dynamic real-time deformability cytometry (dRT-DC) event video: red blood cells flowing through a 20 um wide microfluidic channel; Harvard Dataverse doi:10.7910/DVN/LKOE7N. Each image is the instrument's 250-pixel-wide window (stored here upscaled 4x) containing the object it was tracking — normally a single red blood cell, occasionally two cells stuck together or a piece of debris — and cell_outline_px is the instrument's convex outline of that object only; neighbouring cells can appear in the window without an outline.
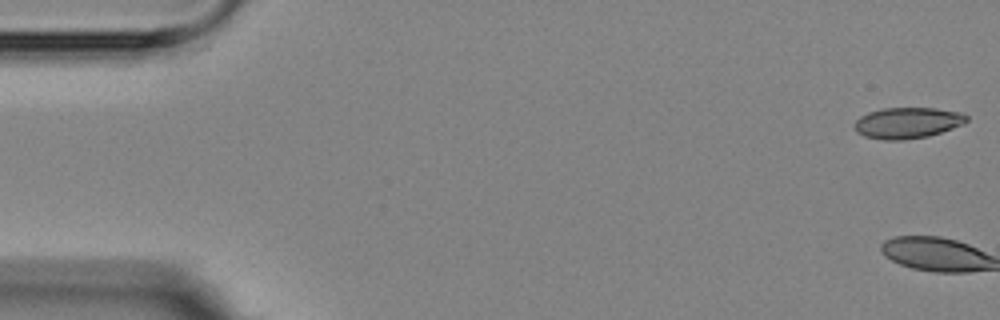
{"species": "Egyptian fruit bat (a non-hibernating species)", "species_latin": "Rousettus aegyptiacus", "temperature_condition": "room temperature", "stored_images_in_passage": 6, "camera_frame_rate_fps": 3000, "um_per_image_px": 0.085, "animal": {"sex": "female"}, "frame": {"image": 1, "passage_image": 1, "time_ms": 0.0, "image_size_px": [1000, 320], "cell_outline_px": [[968, 120], [964, 124], [928, 136], [904, 140], [884, 140], [864, 136], [856, 132], [856, 120], [860, 116], [868, 112], [884, 108], [936, 108], [960, 112], [968, 116]], "centroid_in_image_um": [77.15, 10.44], "position_along_channel_um": 7.9, "area_um2": 20.23}}
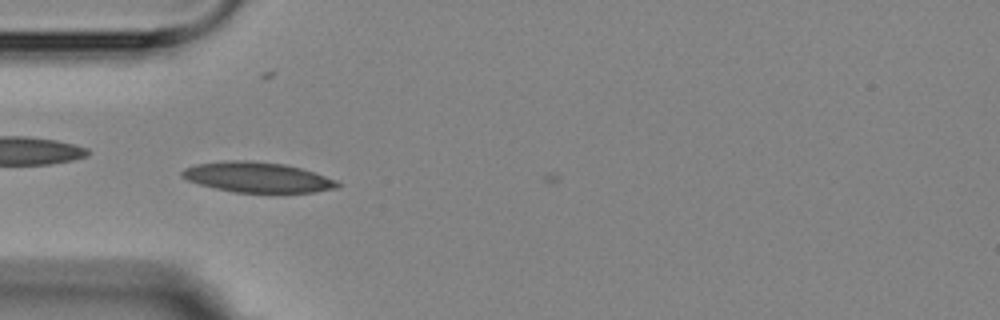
{"frame": {"image": 2, "passage_image": 6, "time_ms": 5.667, "image_size_px": [1000, 320], "cell_outline_px": [[340, 188], [316, 192], [232, 192], [200, 184], [188, 180], [180, 176], [180, 172], [184, 168], [196, 164], [224, 160], [252, 160], [284, 164], [300, 168], [336, 180], [340, 184]], "centroid_in_image_um": [21.86, 15.06], "position_along_channel_um": 63.1, "area_um2": 27.4}}